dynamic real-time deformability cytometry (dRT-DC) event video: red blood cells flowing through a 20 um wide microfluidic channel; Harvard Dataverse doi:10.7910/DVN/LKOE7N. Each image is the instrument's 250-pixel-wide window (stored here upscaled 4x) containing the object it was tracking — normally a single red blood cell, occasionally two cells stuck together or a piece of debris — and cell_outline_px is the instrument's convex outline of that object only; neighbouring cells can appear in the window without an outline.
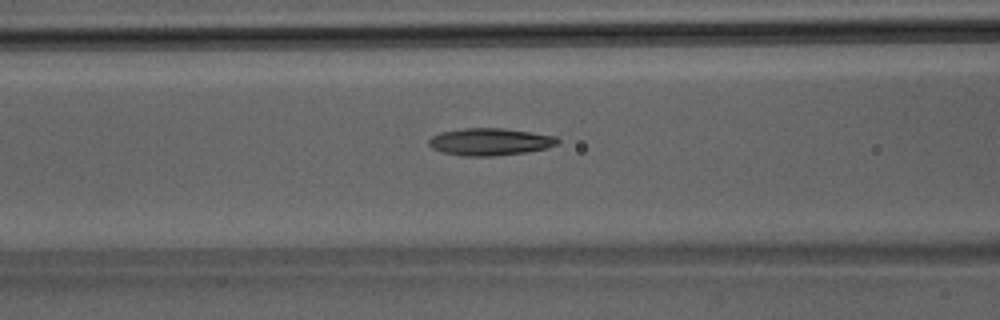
{"species": "Egyptian fruit bat (a non-hibernating species)", "species_latin": "Rousettus aegyptiacus", "temperature_condition": "room temperature", "stored_images_in_passage": 29, "camera_frame_rate_fps": 3000, "um_per_image_px": 0.085, "animal": {"sex": "male"}, "frame": {"image": 1, "passage_image": 5, "time_ms": 1.333, "image_size_px": [1000, 320], "cell_outline_px": [[560, 144], [548, 148], [524, 152], [496, 156], [460, 156], [440, 152], [432, 148], [428, 144], [428, 140], [432, 136], [440, 132], [464, 128], [504, 128], [532, 132], [556, 136], [560, 140]], "centroid_in_image_um": [41.65, 12.05], "position_along_channel_um": 124.9, "area_um2": 20.75}}